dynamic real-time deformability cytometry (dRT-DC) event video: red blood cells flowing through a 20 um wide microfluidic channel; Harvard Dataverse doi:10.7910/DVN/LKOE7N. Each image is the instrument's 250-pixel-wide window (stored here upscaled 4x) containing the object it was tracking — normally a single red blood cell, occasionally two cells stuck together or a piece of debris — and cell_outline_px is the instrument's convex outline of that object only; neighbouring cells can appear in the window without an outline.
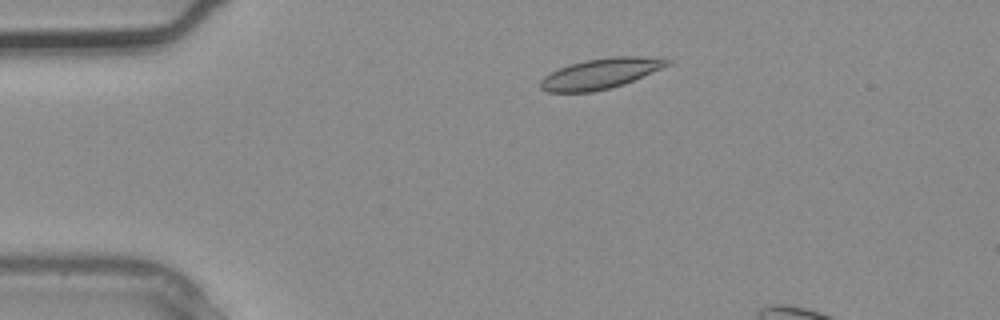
{"species": "common noctule bat (a hibernating species)", "species_latin": "Nyctalus noctula", "temperature_condition": "warm", "stored_images_in_passage": 2, "camera_frame_rate_fps": 3000, "um_per_image_px": 0.085, "animal": {"sex": "male", "body_mass_g": 20.4}, "frame": {"image": 1, "passage_image": 1, "time_ms": 0.0, "image_size_px": [1000, 320], "cell_outline_px": [[672, 64], [624, 84], [592, 92], [548, 92], [540, 88], [540, 80], [544, 76], [560, 68], [584, 60], [612, 56], [664, 56], [672, 60]], "centroid_in_image_um": [51.14, 6.23], "position_along_channel_um": 33.9, "area_um2": 22.66}}